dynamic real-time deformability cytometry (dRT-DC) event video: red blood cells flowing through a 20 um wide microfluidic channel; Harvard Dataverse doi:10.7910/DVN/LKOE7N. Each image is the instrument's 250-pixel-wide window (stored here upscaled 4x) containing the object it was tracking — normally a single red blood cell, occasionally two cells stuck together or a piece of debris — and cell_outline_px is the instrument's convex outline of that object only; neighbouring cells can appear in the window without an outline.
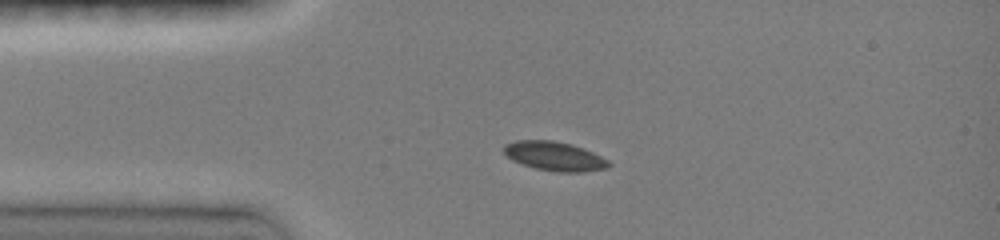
{"species": "common noctule bat (a hibernating species)", "species_latin": "Nyctalus noctula", "temperature_condition": "room temperature", "stored_images_in_passage": 35, "camera_frame_rate_fps": 3000, "um_per_image_px": 0.085, "animal": {"sex": "female", "body_mass_g": 19.0, "forearm_length_mm": 51.5}, "frame": {"image": 1, "passage_image": 1, "time_ms": 0.0, "image_size_px": [1000, 240], "cell_outline_px": [[612, 164], [608, 168], [584, 172], [560, 172], [536, 168], [512, 160], [504, 152], [504, 144], [516, 140], [552, 140], [572, 144], [592, 152], [608, 160]], "centroid_in_image_um": [47.15, 13.27], "position_along_channel_um": 37.8, "area_um2": 17.69}}
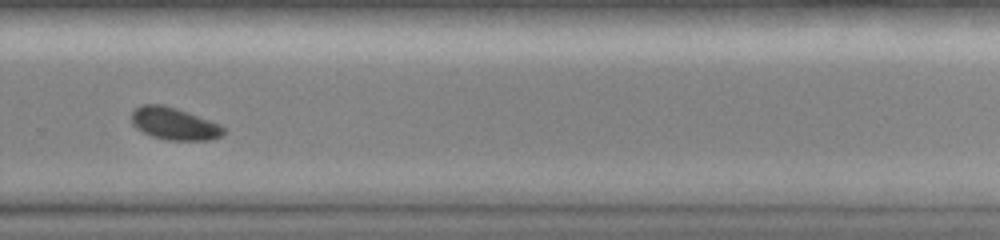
{"frame": {"image": 2, "passage_image": 23, "time_ms": 7.333, "image_size_px": [1000, 240], "cell_outline_px": [[228, 128], [224, 136], [212, 140], [168, 140], [152, 136], [136, 128], [132, 124], [132, 112], [140, 104], [164, 104], [188, 112], [220, 124]], "centroid_in_image_um": [14.86, 10.52], "position_along_channel_um": 314.9, "area_um2": 17.57}}
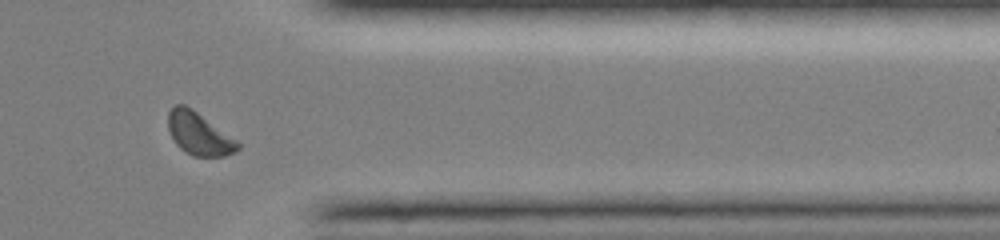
{"frame": {"image": 3, "passage_image": 29, "time_ms": 9.333, "image_size_px": [1000, 240], "cell_outline_px": [[240, 148], [236, 152], [224, 156], [192, 156], [180, 148], [176, 144], [168, 128], [168, 112], [176, 104], [184, 104], [192, 108], [236, 140], [240, 144]], "centroid_in_image_um": [16.91, 11.37], "position_along_channel_um": 394.5, "area_um2": 17.11}, "authors_computed_cell_mechanics": {"area_um2": 17.6868, "velocity_mm_per_s": 4.0693, "shape_relaxation_time_tau1_ms": 1.709, "shape_relaxation_time_tau2_ms": null, "deformation_change_tau1": 0.0646, "deformation_change_tau2": null}}